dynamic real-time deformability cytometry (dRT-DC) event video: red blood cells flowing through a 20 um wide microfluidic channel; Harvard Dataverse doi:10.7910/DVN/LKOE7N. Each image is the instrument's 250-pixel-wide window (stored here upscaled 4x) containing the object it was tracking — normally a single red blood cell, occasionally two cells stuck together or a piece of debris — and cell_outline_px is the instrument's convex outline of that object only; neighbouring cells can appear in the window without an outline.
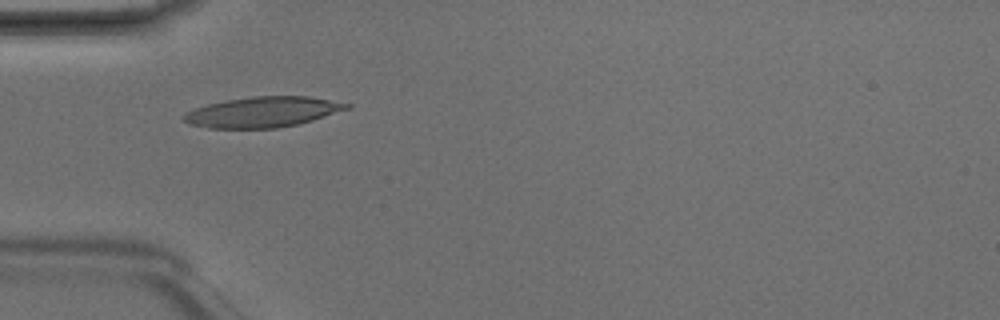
{"species": "Egyptian fruit bat (a non-hibernating species)", "species_latin": "Rousettus aegyptiacus", "temperature_condition": "room temperature", "stored_images_in_passage": 1, "camera_frame_rate_fps": 3000, "um_per_image_px": 0.085, "animal": {"sex": "male"}, "frame": {"image": 1, "passage_image": 1, "time_ms": 0.0, "image_size_px": [1000, 320], "cell_outline_px": [[352, 108], [300, 124], [276, 128], [208, 128], [192, 124], [184, 120], [180, 116], [196, 108], [208, 104], [228, 100], [252, 96], [308, 96], [352, 104]], "centroid_in_image_um": [22.39, 9.52], "position_along_channel_um": 62.6, "area_um2": 28.84}}